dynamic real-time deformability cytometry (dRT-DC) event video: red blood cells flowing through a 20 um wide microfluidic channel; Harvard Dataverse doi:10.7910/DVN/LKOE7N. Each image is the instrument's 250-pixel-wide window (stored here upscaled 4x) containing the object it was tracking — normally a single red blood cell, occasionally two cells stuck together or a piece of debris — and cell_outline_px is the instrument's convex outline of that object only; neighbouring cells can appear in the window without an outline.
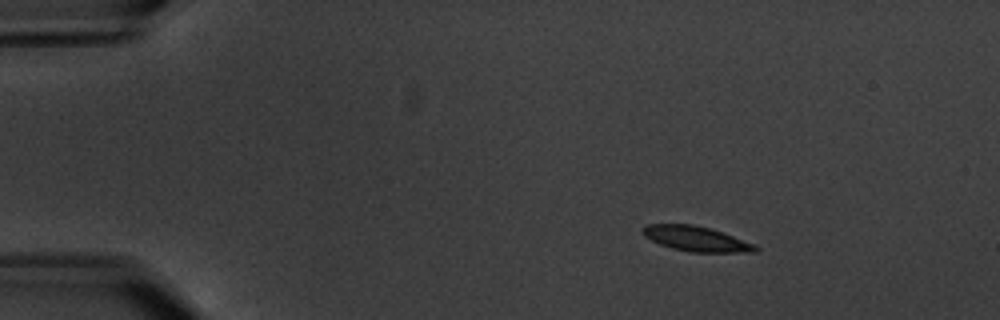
{"species": "common noctule bat (a hibernating species)", "species_latin": "Nyctalus noctula", "temperature_condition": "warm", "stored_images_in_passage": 7, "camera_frame_rate_fps": 3000, "um_per_image_px": 0.085, "animal": {"sex": "male", "body_mass_g": 20.1, "forearm_length_mm": 53.5}, "frame": {"image": 1, "passage_image": 3, "time_ms": 2.333, "image_size_px": [1000, 320], "cell_outline_px": [[760, 248], [756, 252], [688, 252], [672, 248], [660, 244], [644, 236], [640, 232], [648, 224], [692, 224], [708, 228], [756, 244]], "centroid_in_image_um": [59.18, 20.3], "position_along_channel_um": 25.8, "area_um2": 16.3}}
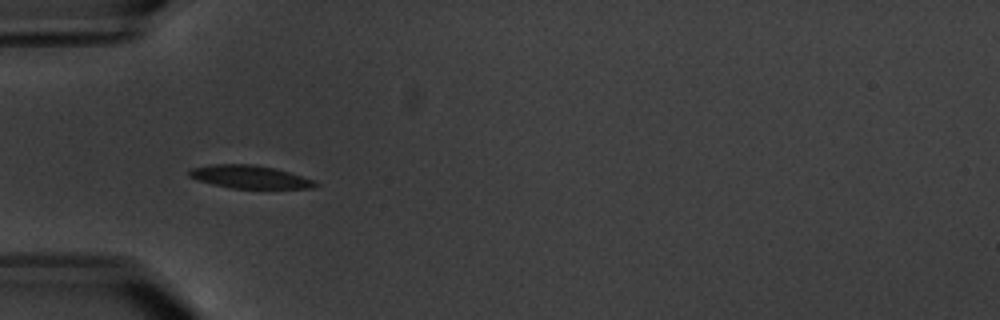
{"frame": {"image": 2, "passage_image": 6, "time_ms": 5.667, "image_size_px": [1000, 320], "cell_outline_px": [[320, 184], [312, 188], [232, 188], [212, 184], [196, 180], [188, 176], [188, 168], [208, 164], [256, 164], [276, 168], [312, 180]], "centroid_in_image_um": [21.13, 15.02], "position_along_channel_um": 63.9, "area_um2": 16.99}}